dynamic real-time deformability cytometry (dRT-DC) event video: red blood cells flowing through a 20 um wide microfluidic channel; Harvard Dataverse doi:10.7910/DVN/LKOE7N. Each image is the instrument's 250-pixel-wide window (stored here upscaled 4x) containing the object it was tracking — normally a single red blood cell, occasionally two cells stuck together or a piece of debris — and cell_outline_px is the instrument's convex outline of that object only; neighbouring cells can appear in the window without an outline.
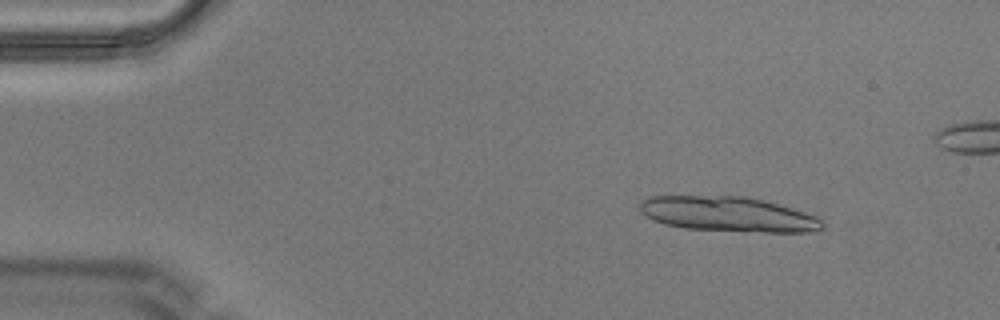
{"species": "Egyptian fruit bat (a non-hibernating species)", "species_latin": "Rousettus aegyptiacus", "temperature_condition": "warm", "stored_images_in_passage": 4, "camera_frame_rate_fps": 3000, "um_per_image_px": 0.085, "animal": {"sex": "male"}, "frame": {"image": 1, "passage_image": 1, "time_ms": 0.0, "image_size_px": [1000, 320], "cell_outline_px": [[828, 224], [824, 228], [808, 232], [764, 232], [684, 228], [664, 224], [652, 220], [640, 212], [640, 204], [648, 196], [744, 196], [764, 200], [804, 212], [816, 216]], "centroid_in_image_um": [61.91, 18.21], "position_along_channel_um": 23.1, "area_um2": 37.17}}